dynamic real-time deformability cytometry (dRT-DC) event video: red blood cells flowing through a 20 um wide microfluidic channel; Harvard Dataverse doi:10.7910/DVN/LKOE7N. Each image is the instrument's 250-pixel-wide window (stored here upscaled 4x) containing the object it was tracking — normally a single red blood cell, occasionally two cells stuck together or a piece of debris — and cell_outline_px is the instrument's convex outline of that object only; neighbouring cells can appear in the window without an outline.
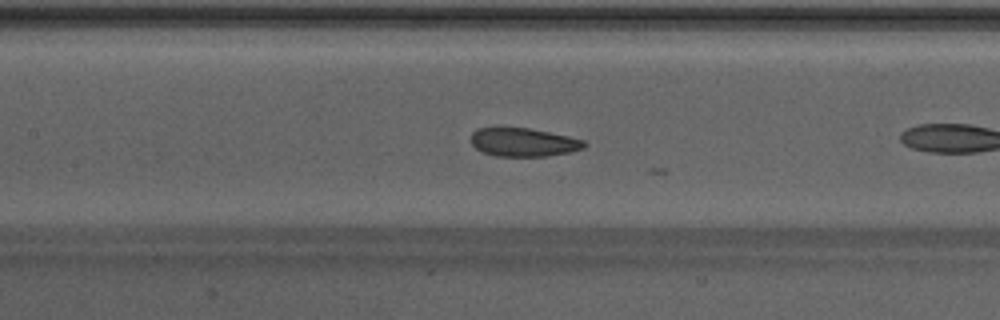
{"species": "Egyptian fruit bat (a non-hibernating species)", "species_latin": "Rousettus aegyptiacus", "temperature_condition": "warm", "stored_images_in_passage": 11, "camera_frame_rate_fps": 3000, "um_per_image_px": 0.085, "animal": {"sex": "male"}, "frame": {"image": 1, "passage_image": 10, "time_ms": 3.0, "image_size_px": [1000, 320], "cell_outline_px": [[588, 144], [584, 148], [568, 152], [544, 156], [496, 156], [484, 152], [476, 148], [472, 144], [472, 132], [480, 128], [528, 128], [568, 136], [584, 140]], "centroid_in_image_um": [44.51, 12.09], "position_along_channel_um": 162.9, "area_um2": 18.5}}